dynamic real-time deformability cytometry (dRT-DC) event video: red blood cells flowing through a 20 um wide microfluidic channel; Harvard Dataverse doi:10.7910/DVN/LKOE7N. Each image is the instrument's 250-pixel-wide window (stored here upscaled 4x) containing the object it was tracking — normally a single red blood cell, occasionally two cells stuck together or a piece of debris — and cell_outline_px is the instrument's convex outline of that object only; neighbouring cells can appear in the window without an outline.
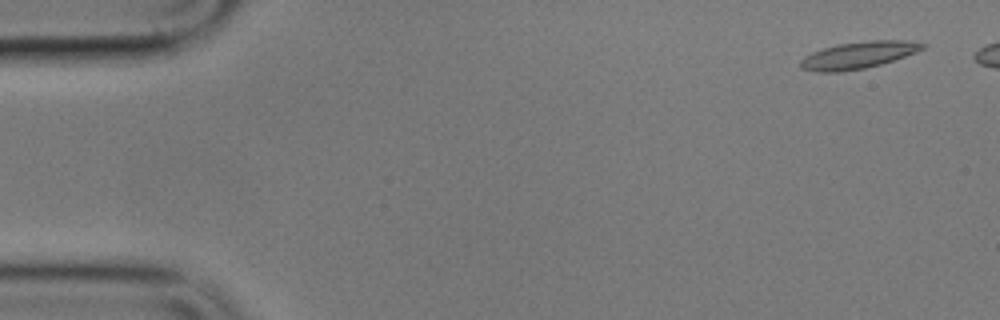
{"species": "common noctule bat (a hibernating species)", "species_latin": "Nyctalus noctula", "temperature_condition": "cold", "stored_images_in_passage": 6, "camera_frame_rate_fps": 3000, "um_per_image_px": 0.085, "animal": {"sex": "male", "body_mass_g": 17.9}, "frame": {"image": 1, "passage_image": 1, "time_ms": 0.0, "image_size_px": [1000, 320], "cell_outline_px": [[928, 44], [924, 48], [916, 52], [880, 64], [864, 68], [840, 72], [820, 72], [800, 68], [800, 60], [804, 56], [812, 52], [824, 48], [840, 44], [872, 40], [908, 40]], "centroid_in_image_um": [72.96, 4.68], "position_along_channel_um": 12.0, "area_um2": 18.96}}